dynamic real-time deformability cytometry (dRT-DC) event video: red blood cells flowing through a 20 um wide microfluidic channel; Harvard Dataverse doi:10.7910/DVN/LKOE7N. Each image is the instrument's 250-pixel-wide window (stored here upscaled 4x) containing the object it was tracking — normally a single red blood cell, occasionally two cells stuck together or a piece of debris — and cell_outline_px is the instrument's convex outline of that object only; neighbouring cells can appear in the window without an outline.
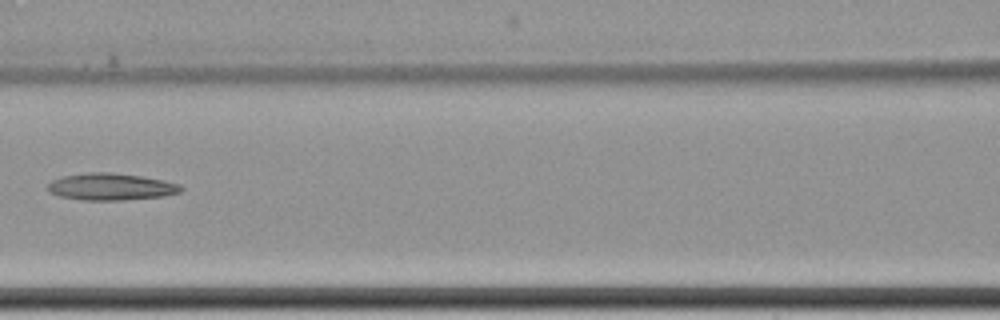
{"species": "common noctule bat (a hibernating species)", "species_latin": "Nyctalus noctula", "temperature_condition": "cold", "stored_images_in_passage": 17, "camera_frame_rate_fps": 3000, "um_per_image_px": 0.085, "animal": {"sex": "female", "body_mass_g": 22.7, "forearm_length_mm": 54.2}, "frame": {"image": 1, "passage_image": 10, "time_ms": 12.0, "image_size_px": [1000, 320], "cell_outline_px": [[184, 188], [180, 192], [164, 196], [120, 200], [80, 200], [60, 196], [48, 192], [48, 184], [52, 180], [64, 176], [88, 172], [112, 172], [140, 176], [164, 180], [180, 184]], "centroid_in_image_um": [9.43, 15.87], "position_along_channel_um": 157.2, "area_um2": 20.92}}
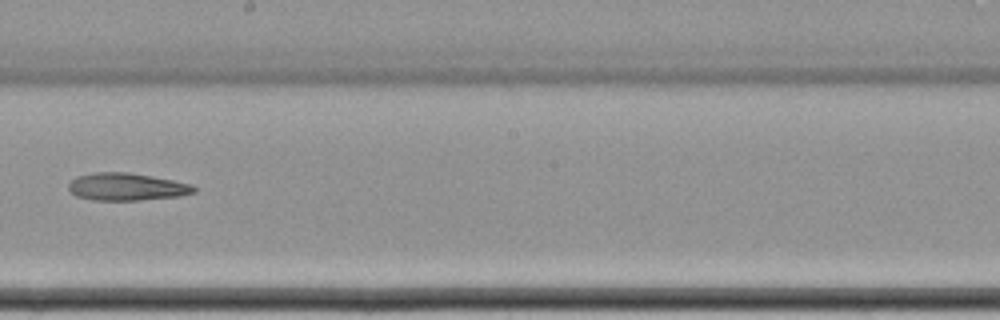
{"frame": {"image": 2, "passage_image": 12, "time_ms": 14.333, "image_size_px": [1000, 320], "cell_outline_px": [[196, 192], [180, 196], [140, 200], [92, 200], [76, 196], [68, 188], [68, 184], [76, 176], [92, 172], [128, 172], [172, 180], [192, 184], [196, 188]], "centroid_in_image_um": [10.75, 15.87], "position_along_channel_um": 237.4, "area_um2": 20.11}}